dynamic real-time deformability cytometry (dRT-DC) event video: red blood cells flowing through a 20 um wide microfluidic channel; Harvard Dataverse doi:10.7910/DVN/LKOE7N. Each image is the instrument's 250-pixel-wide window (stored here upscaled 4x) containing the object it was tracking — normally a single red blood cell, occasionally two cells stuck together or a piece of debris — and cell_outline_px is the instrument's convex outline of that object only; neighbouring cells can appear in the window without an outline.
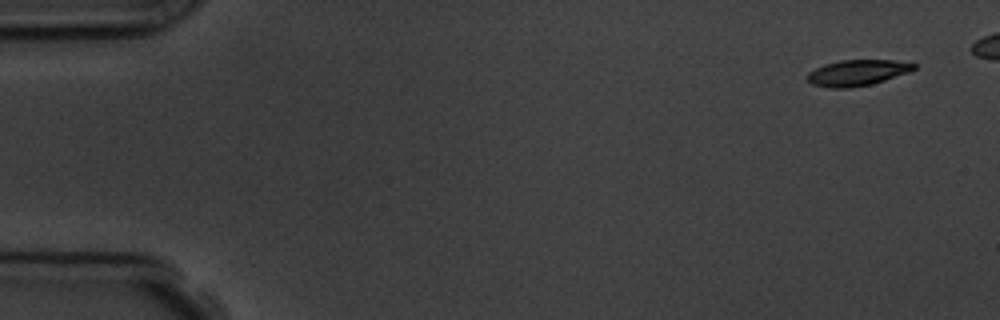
{"species": "common noctule bat (a hibernating species)", "species_latin": "Nyctalus noctula", "temperature_condition": "room temperature", "stored_images_in_passage": 5, "camera_frame_rate_fps": 3000, "um_per_image_px": 0.085, "animal": {"sex": "male", "body_mass_g": 19.5, "forearm_length_mm": 54.6}, "frame": {"image": 1, "passage_image": 1, "time_ms": 0.0, "image_size_px": [1000, 320], "cell_outline_px": [[916, 68], [908, 72], [872, 84], [848, 88], [828, 88], [812, 84], [808, 80], [808, 72], [824, 64], [840, 60], [892, 60], [916, 64]], "centroid_in_image_um": [72.84, 6.18], "position_along_channel_um": 12.2, "area_um2": 15.95}}